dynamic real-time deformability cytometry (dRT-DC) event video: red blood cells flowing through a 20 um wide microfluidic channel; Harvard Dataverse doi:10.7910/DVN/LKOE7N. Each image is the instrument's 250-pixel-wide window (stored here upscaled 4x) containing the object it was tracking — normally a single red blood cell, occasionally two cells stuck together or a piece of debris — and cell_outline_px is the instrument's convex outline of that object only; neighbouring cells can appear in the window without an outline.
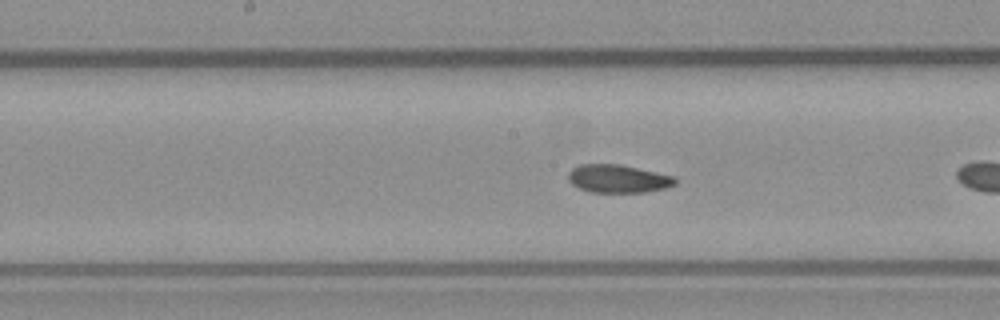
{"species": "common noctule bat (a hibernating species)", "species_latin": "Nyctalus noctula", "temperature_condition": "warm", "stored_images_in_passage": 40, "camera_frame_rate_fps": 3000, "um_per_image_px": 0.085, "animal": {"sex": "male", "body_mass_g": 23.1, "forearm_length_mm": 52.7}, "frame": {"image": 1, "passage_image": 12, "time_ms": 3.667, "image_size_px": [1000, 320], "cell_outline_px": [[676, 184], [664, 188], [644, 192], [592, 192], [580, 188], [572, 184], [568, 180], [568, 172], [572, 168], [580, 164], [620, 164], [676, 176]], "centroid_in_image_um": [52.54, 15.18], "position_along_channel_um": 195.7, "area_um2": 17.51}, "authors_computed_cell_mechanics": {"area_um2": 17.8602, "velocity_mm_per_s": 3.785, "shape_relaxation_time_tau1_ms": 4.1468, "shape_relaxation_time_tau2_ms": 3.0206, "deformation_change_tau1": 0.1266, "deformation_change_tau2": 0.0879}}